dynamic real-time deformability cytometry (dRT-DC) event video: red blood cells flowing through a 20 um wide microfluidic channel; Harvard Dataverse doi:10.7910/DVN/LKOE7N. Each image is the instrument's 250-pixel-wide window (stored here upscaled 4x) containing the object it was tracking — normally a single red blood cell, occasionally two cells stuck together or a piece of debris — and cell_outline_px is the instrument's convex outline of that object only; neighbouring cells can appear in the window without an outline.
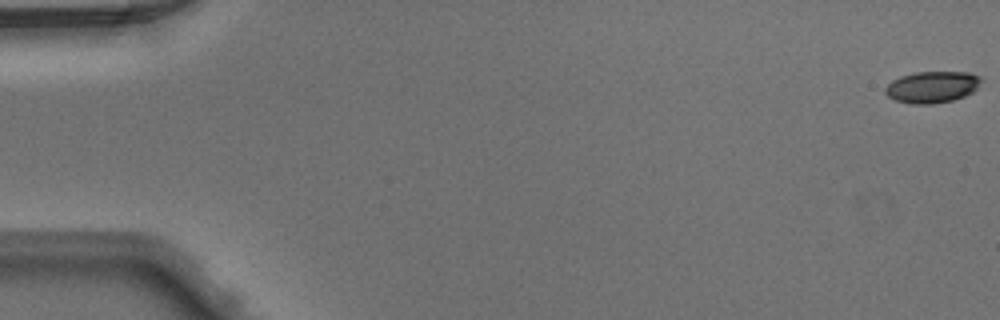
{"species": "Egyptian fruit bat (a non-hibernating species)", "species_latin": "Rousettus aegyptiacus", "temperature_condition": "warm", "stored_images_in_passage": 49, "camera_frame_rate_fps": 3000, "um_per_image_px": 0.085, "animal": {"sex": "male"}, "frame": {"image": 1, "passage_image": 1, "time_ms": 0.0, "image_size_px": [1000, 320], "cell_outline_px": [[984, 80], [972, 92], [964, 96], [952, 100], [932, 104], [912, 104], [896, 100], [888, 96], [884, 92], [884, 88], [892, 80], [900, 76], [916, 72], [968, 72], [980, 76]], "centroid_in_image_um": [79.23, 7.39], "position_along_channel_um": 5.8, "area_um2": 17.69}}
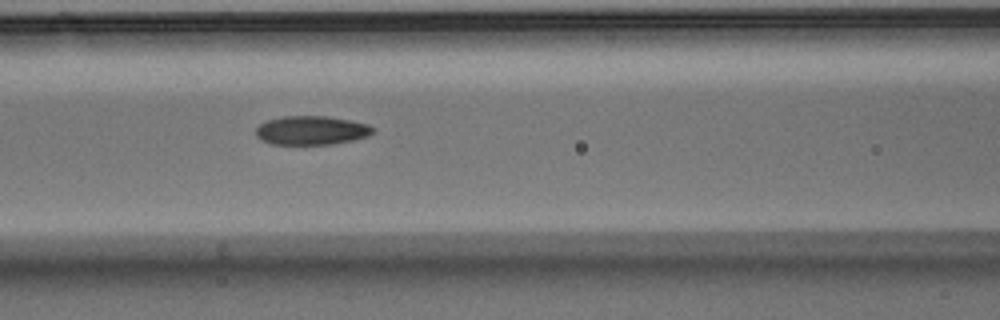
{"frame": {"image": 2, "passage_image": 22, "time_ms": 7.0, "image_size_px": [1000, 320], "cell_outline_px": [[376, 132], [368, 136], [352, 140], [332, 144], [272, 144], [260, 140], [256, 136], [256, 128], [260, 124], [268, 120], [284, 116], [324, 116], [348, 120], [368, 124], [376, 128]], "centroid_in_image_um": [26.49, 11.08], "position_along_channel_um": 140.1, "area_um2": 19.71}}
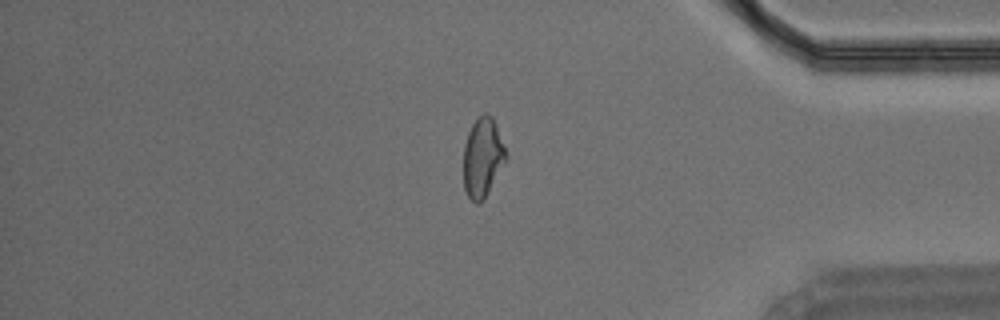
{"frame": {"image": 3, "passage_image": 42, "time_ms": 13.667, "image_size_px": [1000, 320], "cell_outline_px": [[508, 160], [484, 200], [476, 204], [468, 196], [464, 188], [464, 144], [468, 132], [472, 124], [484, 112], [488, 112], [492, 116], [496, 124], [508, 156]], "centroid_in_image_um": [41.05, 13.39], "position_along_channel_um": 394.1, "area_um2": 19.94}}